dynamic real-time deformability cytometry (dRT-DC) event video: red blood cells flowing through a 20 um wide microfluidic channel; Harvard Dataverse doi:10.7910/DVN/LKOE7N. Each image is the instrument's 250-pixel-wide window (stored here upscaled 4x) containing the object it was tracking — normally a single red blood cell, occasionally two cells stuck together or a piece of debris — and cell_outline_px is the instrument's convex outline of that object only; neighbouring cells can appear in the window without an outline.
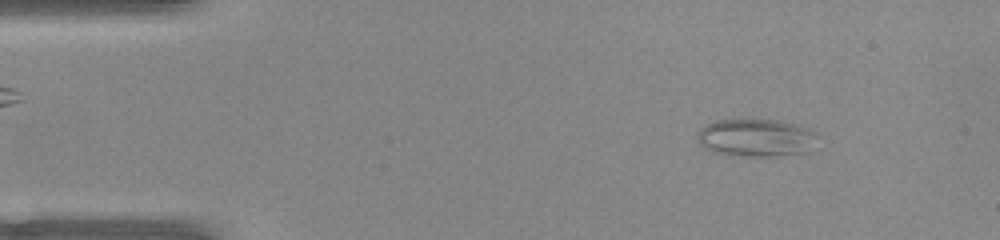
{"species": "common noctule bat (a hibernating species)", "species_latin": "Nyctalus noctula", "temperature_condition": "warm", "stored_images_in_passage": 50, "camera_frame_rate_fps": 3000, "um_per_image_px": 0.085, "animal": {"sex": "female", "body_mass_g": 22.0, "forearm_length_mm": 56.7}, "frame": {"image": 1, "passage_image": 5, "time_ms": 1.333, "image_size_px": [1000, 240], "cell_outline_px": [[820, 136], [808, 152], [772, 156], [732, 156], [712, 152], [704, 148], [696, 140], [696, 132], [700, 128], [716, 120], [776, 120], [808, 128], [816, 132]], "centroid_in_image_um": [64.24, 11.73], "position_along_channel_um": 20.8, "area_um2": 26.7}}
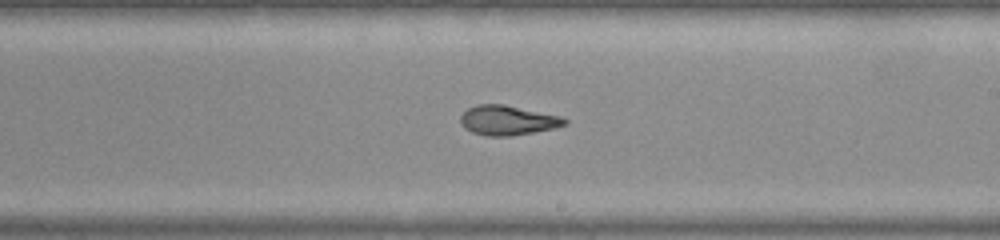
{"frame": {"image": 2, "passage_image": 28, "time_ms": 9.0, "image_size_px": [1000, 240], "cell_outline_px": [[568, 124], [552, 128], [512, 136], [488, 136], [472, 132], [464, 128], [460, 120], [460, 116], [468, 108], [476, 104], [504, 104], [560, 116], [568, 120]], "centroid_in_image_um": [43.13, 10.22], "position_along_channel_um": 245.9, "area_um2": 17.92}}
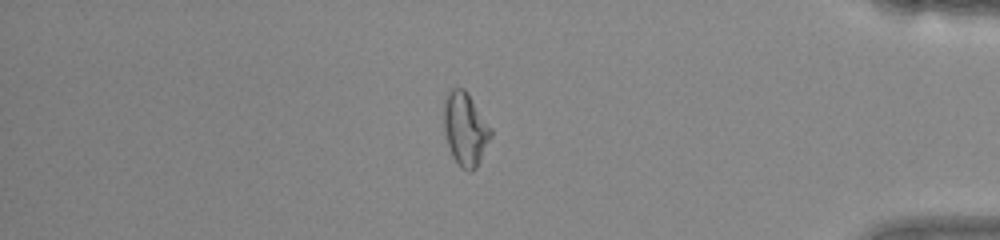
{"frame": {"image": 3, "passage_image": 42, "time_ms": 13.667, "image_size_px": [1000, 240], "cell_outline_px": [[492, 136], [476, 168], [472, 172], [468, 172], [460, 168], [452, 156], [444, 132], [444, 100], [448, 92], [452, 88], [464, 88], [468, 92], [492, 128]], "centroid_in_image_um": [39.56, 10.97], "position_along_channel_um": 395.6, "area_um2": 20.29}, "authors_computed_cell_mechanics": {"area_um2": 19.5364, "velocity_mm_per_s": 3.9579, "shape_relaxation_time_tau1_ms": 8.6426, "shape_relaxation_time_tau2_ms": 3.5793, "deformation_change_tau1": 0.2596, "deformation_change_tau2": 0.1205}}